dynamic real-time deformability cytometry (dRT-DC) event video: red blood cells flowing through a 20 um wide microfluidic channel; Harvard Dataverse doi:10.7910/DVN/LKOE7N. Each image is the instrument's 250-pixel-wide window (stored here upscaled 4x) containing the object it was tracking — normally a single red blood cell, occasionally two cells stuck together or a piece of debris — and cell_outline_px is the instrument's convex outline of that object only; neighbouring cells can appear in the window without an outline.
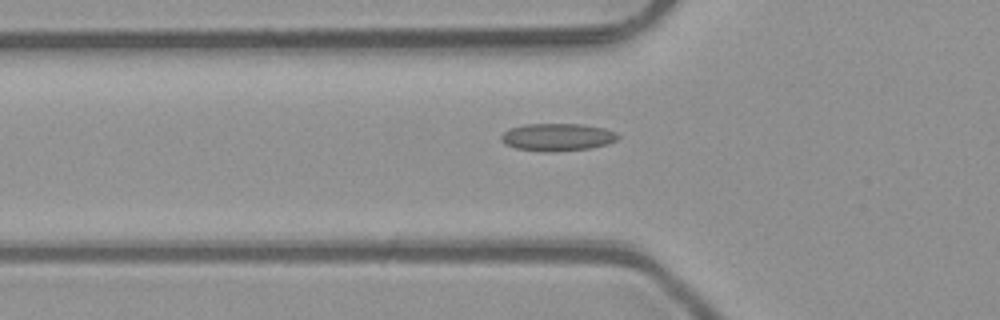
{"species": "common noctule bat (a hibernating species)", "species_latin": "Nyctalus noctula", "temperature_condition": "room temperature", "stored_images_in_passage": 31, "camera_frame_rate_fps": 3000, "um_per_image_px": 0.085, "animal": {"sex": "male", "body_mass_g": 23.1, "forearm_length_mm": 52.7}, "frame": {"image": 1, "passage_image": 2, "time_ms": 0.333, "image_size_px": [1000, 320], "cell_outline_px": [[620, 136], [616, 140], [608, 144], [588, 148], [548, 152], [544, 152], [516, 148], [504, 144], [500, 140], [500, 136], [508, 128], [524, 124], [580, 124], [604, 128], [616, 132]], "centroid_in_image_um": [47.34, 11.65], "position_along_channel_um": 78.5, "area_um2": 18.79}}
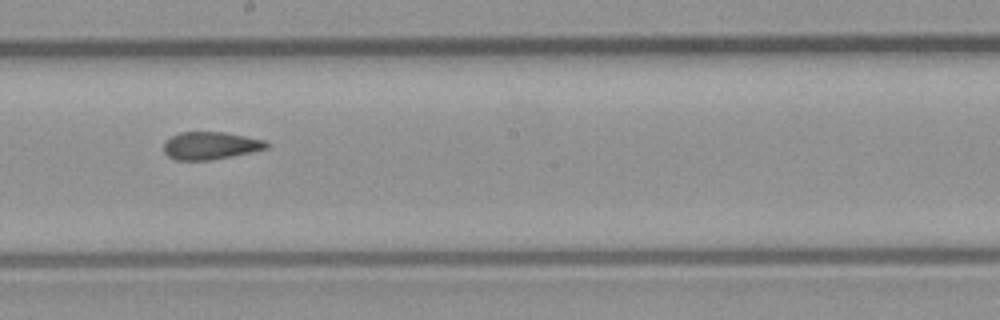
{"frame": {"image": 2, "passage_image": 13, "time_ms": 4.0, "image_size_px": [1000, 320], "cell_outline_px": [[268, 148], [208, 160], [176, 160], [168, 156], [164, 152], [164, 144], [172, 136], [180, 132], [224, 132], [264, 140], [268, 144]], "centroid_in_image_um": [17.85, 12.37], "position_along_channel_um": 230.3, "area_um2": 16.13}}
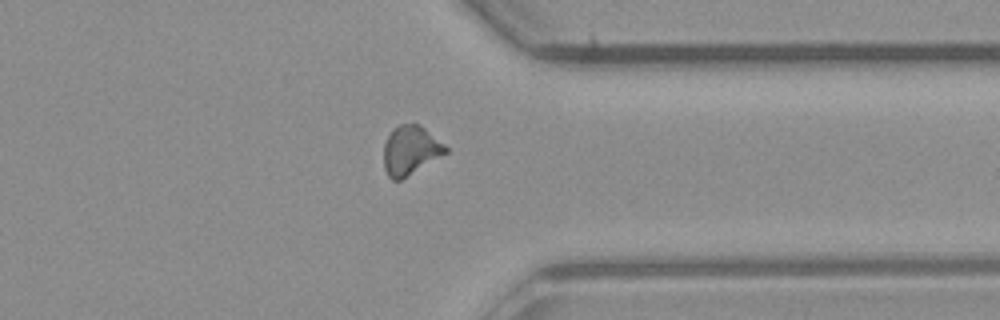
{"frame": {"image": 3, "passage_image": 24, "time_ms": 7.667, "image_size_px": [1000, 320], "cell_outline_px": [[448, 152], [400, 180], [392, 180], [388, 176], [384, 168], [384, 144], [392, 128], [400, 124], [420, 124], [444, 144], [448, 148]], "centroid_in_image_um": [34.87, 12.76], "position_along_channel_um": 376.5, "area_um2": 17.57}}